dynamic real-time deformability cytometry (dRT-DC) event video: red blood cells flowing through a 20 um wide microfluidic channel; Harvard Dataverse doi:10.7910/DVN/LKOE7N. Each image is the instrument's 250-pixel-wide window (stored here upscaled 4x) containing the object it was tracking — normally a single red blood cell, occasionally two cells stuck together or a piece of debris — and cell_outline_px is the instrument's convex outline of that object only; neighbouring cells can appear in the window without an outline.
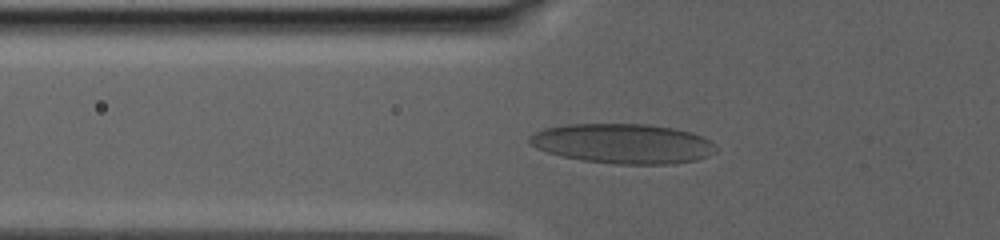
{"species": "human", "species_latin": "Homo sapiens", "temperature_condition": "warm", "stored_images_in_passage": 7, "camera_frame_rate_fps": 3000, "um_per_image_px": 0.085, "donor": {"sex": "male"}, "frame": {"image": 1, "passage_image": 6, "time_ms": 0.667, "image_size_px": [1000, 240], "cell_outline_px": [[716, 152], [708, 156], [696, 160], [668, 164], [616, 164], [580, 160], [560, 156], [536, 148], [528, 140], [528, 136], [544, 128], [568, 124], [644, 124], [672, 128], [692, 132], [716, 144]], "centroid_in_image_um": [52.94, 12.21], "position_along_channel_um": 72.9, "area_um2": 43.23}}